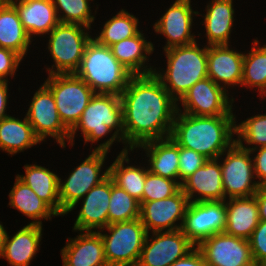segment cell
I'll list each match as a JSON object with an SVG mask.
<instances>
[{
	"mask_svg": "<svg viewBox=\"0 0 266 266\" xmlns=\"http://www.w3.org/2000/svg\"><path fill=\"white\" fill-rule=\"evenodd\" d=\"M120 97L129 151L147 141L170 137L179 103L153 73L133 75Z\"/></svg>",
	"mask_w": 266,
	"mask_h": 266,
	"instance_id": "1",
	"label": "cell"
},
{
	"mask_svg": "<svg viewBox=\"0 0 266 266\" xmlns=\"http://www.w3.org/2000/svg\"><path fill=\"white\" fill-rule=\"evenodd\" d=\"M235 114L194 116L176 112L170 137L180 147L218 159L234 143Z\"/></svg>",
	"mask_w": 266,
	"mask_h": 266,
	"instance_id": "2",
	"label": "cell"
},
{
	"mask_svg": "<svg viewBox=\"0 0 266 266\" xmlns=\"http://www.w3.org/2000/svg\"><path fill=\"white\" fill-rule=\"evenodd\" d=\"M78 129L81 130L85 143L92 142L91 144L116 129L107 141L100 143L93 150L108 152L114 141L124 143L121 97L116 94L95 93L80 120L70 131L71 146L74 145Z\"/></svg>",
	"mask_w": 266,
	"mask_h": 266,
	"instance_id": "3",
	"label": "cell"
},
{
	"mask_svg": "<svg viewBox=\"0 0 266 266\" xmlns=\"http://www.w3.org/2000/svg\"><path fill=\"white\" fill-rule=\"evenodd\" d=\"M75 75L95 93L121 95L133 74L113 55L111 48L92 38L86 45Z\"/></svg>",
	"mask_w": 266,
	"mask_h": 266,
	"instance_id": "4",
	"label": "cell"
},
{
	"mask_svg": "<svg viewBox=\"0 0 266 266\" xmlns=\"http://www.w3.org/2000/svg\"><path fill=\"white\" fill-rule=\"evenodd\" d=\"M167 65L164 73L154 68L153 74L169 94L179 101L198 81L207 78V45L200 48L194 42L164 50ZM159 72V73H158Z\"/></svg>",
	"mask_w": 266,
	"mask_h": 266,
	"instance_id": "5",
	"label": "cell"
},
{
	"mask_svg": "<svg viewBox=\"0 0 266 266\" xmlns=\"http://www.w3.org/2000/svg\"><path fill=\"white\" fill-rule=\"evenodd\" d=\"M107 229V233H101ZM108 266H137L147 231L140 218L116 222L98 231Z\"/></svg>",
	"mask_w": 266,
	"mask_h": 266,
	"instance_id": "6",
	"label": "cell"
},
{
	"mask_svg": "<svg viewBox=\"0 0 266 266\" xmlns=\"http://www.w3.org/2000/svg\"><path fill=\"white\" fill-rule=\"evenodd\" d=\"M86 30L90 28L79 24L59 23L49 32L47 48L55 63L51 69L46 68L48 75L75 74L85 47L92 39Z\"/></svg>",
	"mask_w": 266,
	"mask_h": 266,
	"instance_id": "7",
	"label": "cell"
},
{
	"mask_svg": "<svg viewBox=\"0 0 266 266\" xmlns=\"http://www.w3.org/2000/svg\"><path fill=\"white\" fill-rule=\"evenodd\" d=\"M44 84L54 96L62 123L71 131L95 92L75 74H51Z\"/></svg>",
	"mask_w": 266,
	"mask_h": 266,
	"instance_id": "8",
	"label": "cell"
},
{
	"mask_svg": "<svg viewBox=\"0 0 266 266\" xmlns=\"http://www.w3.org/2000/svg\"><path fill=\"white\" fill-rule=\"evenodd\" d=\"M107 153L109 152L93 150L80 165L70 172L64 182L59 178L61 215L71 212L91 188L99 185L108 177L109 167L100 176Z\"/></svg>",
	"mask_w": 266,
	"mask_h": 266,
	"instance_id": "9",
	"label": "cell"
},
{
	"mask_svg": "<svg viewBox=\"0 0 266 266\" xmlns=\"http://www.w3.org/2000/svg\"><path fill=\"white\" fill-rule=\"evenodd\" d=\"M251 154L236 143L221 154V156L226 155L220 163L225 200L228 197H251L258 191L260 186L254 180L256 177Z\"/></svg>",
	"mask_w": 266,
	"mask_h": 266,
	"instance_id": "10",
	"label": "cell"
},
{
	"mask_svg": "<svg viewBox=\"0 0 266 266\" xmlns=\"http://www.w3.org/2000/svg\"><path fill=\"white\" fill-rule=\"evenodd\" d=\"M26 118L41 142L45 141L47 136H50L62 148L66 147L65 142L70 140V131L62 123L54 96L44 83L34 93Z\"/></svg>",
	"mask_w": 266,
	"mask_h": 266,
	"instance_id": "11",
	"label": "cell"
},
{
	"mask_svg": "<svg viewBox=\"0 0 266 266\" xmlns=\"http://www.w3.org/2000/svg\"><path fill=\"white\" fill-rule=\"evenodd\" d=\"M226 217L225 200L189 202L181 230L197 247L203 240L225 231Z\"/></svg>",
	"mask_w": 266,
	"mask_h": 266,
	"instance_id": "12",
	"label": "cell"
},
{
	"mask_svg": "<svg viewBox=\"0 0 266 266\" xmlns=\"http://www.w3.org/2000/svg\"><path fill=\"white\" fill-rule=\"evenodd\" d=\"M228 90L217 85L209 77L195 83L179 100L183 107H177L178 112L194 116L233 115L232 104Z\"/></svg>",
	"mask_w": 266,
	"mask_h": 266,
	"instance_id": "13",
	"label": "cell"
},
{
	"mask_svg": "<svg viewBox=\"0 0 266 266\" xmlns=\"http://www.w3.org/2000/svg\"><path fill=\"white\" fill-rule=\"evenodd\" d=\"M152 235L146 236L137 266H171L196 247L181 229Z\"/></svg>",
	"mask_w": 266,
	"mask_h": 266,
	"instance_id": "14",
	"label": "cell"
},
{
	"mask_svg": "<svg viewBox=\"0 0 266 266\" xmlns=\"http://www.w3.org/2000/svg\"><path fill=\"white\" fill-rule=\"evenodd\" d=\"M197 248L203 254L206 266H256L249 240L225 232L203 240Z\"/></svg>",
	"mask_w": 266,
	"mask_h": 266,
	"instance_id": "15",
	"label": "cell"
},
{
	"mask_svg": "<svg viewBox=\"0 0 266 266\" xmlns=\"http://www.w3.org/2000/svg\"><path fill=\"white\" fill-rule=\"evenodd\" d=\"M188 204L187 196L180 189L169 198L141 202L140 220L147 233L150 230L152 232H164L165 229V231L179 230L182 227ZM177 221L181 223L177 225Z\"/></svg>",
	"mask_w": 266,
	"mask_h": 266,
	"instance_id": "16",
	"label": "cell"
},
{
	"mask_svg": "<svg viewBox=\"0 0 266 266\" xmlns=\"http://www.w3.org/2000/svg\"><path fill=\"white\" fill-rule=\"evenodd\" d=\"M193 14L199 15V12L192 9L191 0H176L154 24L155 33L167 39L164 50L197 42L191 31Z\"/></svg>",
	"mask_w": 266,
	"mask_h": 266,
	"instance_id": "17",
	"label": "cell"
},
{
	"mask_svg": "<svg viewBox=\"0 0 266 266\" xmlns=\"http://www.w3.org/2000/svg\"><path fill=\"white\" fill-rule=\"evenodd\" d=\"M219 160L221 159H208L203 166L182 183L181 189L189 202L225 200Z\"/></svg>",
	"mask_w": 266,
	"mask_h": 266,
	"instance_id": "18",
	"label": "cell"
},
{
	"mask_svg": "<svg viewBox=\"0 0 266 266\" xmlns=\"http://www.w3.org/2000/svg\"><path fill=\"white\" fill-rule=\"evenodd\" d=\"M229 46H207V76L225 90L227 86H241L243 70L244 53Z\"/></svg>",
	"mask_w": 266,
	"mask_h": 266,
	"instance_id": "19",
	"label": "cell"
},
{
	"mask_svg": "<svg viewBox=\"0 0 266 266\" xmlns=\"http://www.w3.org/2000/svg\"><path fill=\"white\" fill-rule=\"evenodd\" d=\"M111 196V177L94 186L83 197L81 209L74 223V231H93L108 226V208Z\"/></svg>",
	"mask_w": 266,
	"mask_h": 266,
	"instance_id": "20",
	"label": "cell"
},
{
	"mask_svg": "<svg viewBox=\"0 0 266 266\" xmlns=\"http://www.w3.org/2000/svg\"><path fill=\"white\" fill-rule=\"evenodd\" d=\"M66 243L61 250L62 266H108L98 230L80 231V235L69 238Z\"/></svg>",
	"mask_w": 266,
	"mask_h": 266,
	"instance_id": "21",
	"label": "cell"
},
{
	"mask_svg": "<svg viewBox=\"0 0 266 266\" xmlns=\"http://www.w3.org/2000/svg\"><path fill=\"white\" fill-rule=\"evenodd\" d=\"M42 235V226L34 224H27L11 238L7 234L0 257L11 266H29L38 252Z\"/></svg>",
	"mask_w": 266,
	"mask_h": 266,
	"instance_id": "22",
	"label": "cell"
},
{
	"mask_svg": "<svg viewBox=\"0 0 266 266\" xmlns=\"http://www.w3.org/2000/svg\"><path fill=\"white\" fill-rule=\"evenodd\" d=\"M228 200H225L227 217L224 232L249 240L260 221L255 196L229 198Z\"/></svg>",
	"mask_w": 266,
	"mask_h": 266,
	"instance_id": "23",
	"label": "cell"
},
{
	"mask_svg": "<svg viewBox=\"0 0 266 266\" xmlns=\"http://www.w3.org/2000/svg\"><path fill=\"white\" fill-rule=\"evenodd\" d=\"M136 148L145 150L151 173L179 183V146L171 137L150 140Z\"/></svg>",
	"mask_w": 266,
	"mask_h": 266,
	"instance_id": "24",
	"label": "cell"
},
{
	"mask_svg": "<svg viewBox=\"0 0 266 266\" xmlns=\"http://www.w3.org/2000/svg\"><path fill=\"white\" fill-rule=\"evenodd\" d=\"M13 6L31 39L33 35L49 34L60 23L52 0H28Z\"/></svg>",
	"mask_w": 266,
	"mask_h": 266,
	"instance_id": "25",
	"label": "cell"
},
{
	"mask_svg": "<svg viewBox=\"0 0 266 266\" xmlns=\"http://www.w3.org/2000/svg\"><path fill=\"white\" fill-rule=\"evenodd\" d=\"M116 59L127 68L133 75L152 74L155 69L145 66L148 61L147 55L154 51L153 43L145 40L141 31L135 36L114 43L110 46Z\"/></svg>",
	"mask_w": 266,
	"mask_h": 266,
	"instance_id": "26",
	"label": "cell"
},
{
	"mask_svg": "<svg viewBox=\"0 0 266 266\" xmlns=\"http://www.w3.org/2000/svg\"><path fill=\"white\" fill-rule=\"evenodd\" d=\"M233 0H211L206 7L204 26L207 46L228 45L234 22Z\"/></svg>",
	"mask_w": 266,
	"mask_h": 266,
	"instance_id": "27",
	"label": "cell"
},
{
	"mask_svg": "<svg viewBox=\"0 0 266 266\" xmlns=\"http://www.w3.org/2000/svg\"><path fill=\"white\" fill-rule=\"evenodd\" d=\"M25 175L17 174V178L29 186L57 215L61 216L59 200V176L39 165L24 166Z\"/></svg>",
	"mask_w": 266,
	"mask_h": 266,
	"instance_id": "28",
	"label": "cell"
},
{
	"mask_svg": "<svg viewBox=\"0 0 266 266\" xmlns=\"http://www.w3.org/2000/svg\"><path fill=\"white\" fill-rule=\"evenodd\" d=\"M26 116L23 120L6 116L0 120V149L14 155L40 143Z\"/></svg>",
	"mask_w": 266,
	"mask_h": 266,
	"instance_id": "29",
	"label": "cell"
},
{
	"mask_svg": "<svg viewBox=\"0 0 266 266\" xmlns=\"http://www.w3.org/2000/svg\"><path fill=\"white\" fill-rule=\"evenodd\" d=\"M129 148L125 146L115 161L109 166V176L114 183L124 189L130 196L136 198L140 203L143 202L144 184L148 167H140L129 164ZM135 166V167H134Z\"/></svg>",
	"mask_w": 266,
	"mask_h": 266,
	"instance_id": "30",
	"label": "cell"
},
{
	"mask_svg": "<svg viewBox=\"0 0 266 266\" xmlns=\"http://www.w3.org/2000/svg\"><path fill=\"white\" fill-rule=\"evenodd\" d=\"M9 193V206L17 209L32 221L29 224L41 225V219L51 220V216H58L37 194L17 177Z\"/></svg>",
	"mask_w": 266,
	"mask_h": 266,
	"instance_id": "31",
	"label": "cell"
},
{
	"mask_svg": "<svg viewBox=\"0 0 266 266\" xmlns=\"http://www.w3.org/2000/svg\"><path fill=\"white\" fill-rule=\"evenodd\" d=\"M31 40L15 7L10 4L0 5V47L13 50L23 58Z\"/></svg>",
	"mask_w": 266,
	"mask_h": 266,
	"instance_id": "32",
	"label": "cell"
},
{
	"mask_svg": "<svg viewBox=\"0 0 266 266\" xmlns=\"http://www.w3.org/2000/svg\"><path fill=\"white\" fill-rule=\"evenodd\" d=\"M252 43L249 53H244L241 86L259 88L262 98L266 95V45L259 46V41L255 39Z\"/></svg>",
	"mask_w": 266,
	"mask_h": 266,
	"instance_id": "33",
	"label": "cell"
},
{
	"mask_svg": "<svg viewBox=\"0 0 266 266\" xmlns=\"http://www.w3.org/2000/svg\"><path fill=\"white\" fill-rule=\"evenodd\" d=\"M139 21L133 14L121 9L115 16L105 22L99 36L93 37L99 44L110 47L114 43L135 36Z\"/></svg>",
	"mask_w": 266,
	"mask_h": 266,
	"instance_id": "34",
	"label": "cell"
},
{
	"mask_svg": "<svg viewBox=\"0 0 266 266\" xmlns=\"http://www.w3.org/2000/svg\"><path fill=\"white\" fill-rule=\"evenodd\" d=\"M140 202L116 185L111 178L108 225L140 218Z\"/></svg>",
	"mask_w": 266,
	"mask_h": 266,
	"instance_id": "35",
	"label": "cell"
},
{
	"mask_svg": "<svg viewBox=\"0 0 266 266\" xmlns=\"http://www.w3.org/2000/svg\"><path fill=\"white\" fill-rule=\"evenodd\" d=\"M235 134L238 135L235 143L247 151L266 147V114L252 116L240 124L235 123ZM244 142L254 147H245Z\"/></svg>",
	"mask_w": 266,
	"mask_h": 266,
	"instance_id": "36",
	"label": "cell"
},
{
	"mask_svg": "<svg viewBox=\"0 0 266 266\" xmlns=\"http://www.w3.org/2000/svg\"><path fill=\"white\" fill-rule=\"evenodd\" d=\"M89 1L93 0H52L60 23L79 24L91 29L95 17Z\"/></svg>",
	"mask_w": 266,
	"mask_h": 266,
	"instance_id": "37",
	"label": "cell"
},
{
	"mask_svg": "<svg viewBox=\"0 0 266 266\" xmlns=\"http://www.w3.org/2000/svg\"><path fill=\"white\" fill-rule=\"evenodd\" d=\"M180 189L181 185L176 180L164 178L148 171L144 184L143 202L169 198Z\"/></svg>",
	"mask_w": 266,
	"mask_h": 266,
	"instance_id": "38",
	"label": "cell"
},
{
	"mask_svg": "<svg viewBox=\"0 0 266 266\" xmlns=\"http://www.w3.org/2000/svg\"><path fill=\"white\" fill-rule=\"evenodd\" d=\"M208 161L204 155L179 146V184Z\"/></svg>",
	"mask_w": 266,
	"mask_h": 266,
	"instance_id": "39",
	"label": "cell"
},
{
	"mask_svg": "<svg viewBox=\"0 0 266 266\" xmlns=\"http://www.w3.org/2000/svg\"><path fill=\"white\" fill-rule=\"evenodd\" d=\"M249 244L256 266L266 263V221H259L249 238Z\"/></svg>",
	"mask_w": 266,
	"mask_h": 266,
	"instance_id": "40",
	"label": "cell"
},
{
	"mask_svg": "<svg viewBox=\"0 0 266 266\" xmlns=\"http://www.w3.org/2000/svg\"><path fill=\"white\" fill-rule=\"evenodd\" d=\"M22 57L15 51L0 47V79L14 77Z\"/></svg>",
	"mask_w": 266,
	"mask_h": 266,
	"instance_id": "41",
	"label": "cell"
},
{
	"mask_svg": "<svg viewBox=\"0 0 266 266\" xmlns=\"http://www.w3.org/2000/svg\"><path fill=\"white\" fill-rule=\"evenodd\" d=\"M257 151L253 157V165L255 177L259 179L258 184L260 187H266V147H260L250 151L252 154Z\"/></svg>",
	"mask_w": 266,
	"mask_h": 266,
	"instance_id": "42",
	"label": "cell"
},
{
	"mask_svg": "<svg viewBox=\"0 0 266 266\" xmlns=\"http://www.w3.org/2000/svg\"><path fill=\"white\" fill-rule=\"evenodd\" d=\"M171 266H206L203 254L195 247L185 257L178 259Z\"/></svg>",
	"mask_w": 266,
	"mask_h": 266,
	"instance_id": "43",
	"label": "cell"
},
{
	"mask_svg": "<svg viewBox=\"0 0 266 266\" xmlns=\"http://www.w3.org/2000/svg\"><path fill=\"white\" fill-rule=\"evenodd\" d=\"M8 78L7 80L0 79V120L8 116L6 114V106L8 101Z\"/></svg>",
	"mask_w": 266,
	"mask_h": 266,
	"instance_id": "44",
	"label": "cell"
},
{
	"mask_svg": "<svg viewBox=\"0 0 266 266\" xmlns=\"http://www.w3.org/2000/svg\"><path fill=\"white\" fill-rule=\"evenodd\" d=\"M254 196L257 200L259 219L266 221V187H259Z\"/></svg>",
	"mask_w": 266,
	"mask_h": 266,
	"instance_id": "45",
	"label": "cell"
},
{
	"mask_svg": "<svg viewBox=\"0 0 266 266\" xmlns=\"http://www.w3.org/2000/svg\"><path fill=\"white\" fill-rule=\"evenodd\" d=\"M7 232L3 226V224L0 223V252L3 248L4 241L6 240Z\"/></svg>",
	"mask_w": 266,
	"mask_h": 266,
	"instance_id": "46",
	"label": "cell"
},
{
	"mask_svg": "<svg viewBox=\"0 0 266 266\" xmlns=\"http://www.w3.org/2000/svg\"><path fill=\"white\" fill-rule=\"evenodd\" d=\"M24 1H28V0H6V4L14 5L19 2H24Z\"/></svg>",
	"mask_w": 266,
	"mask_h": 266,
	"instance_id": "47",
	"label": "cell"
},
{
	"mask_svg": "<svg viewBox=\"0 0 266 266\" xmlns=\"http://www.w3.org/2000/svg\"><path fill=\"white\" fill-rule=\"evenodd\" d=\"M6 4V0H0V5Z\"/></svg>",
	"mask_w": 266,
	"mask_h": 266,
	"instance_id": "48",
	"label": "cell"
},
{
	"mask_svg": "<svg viewBox=\"0 0 266 266\" xmlns=\"http://www.w3.org/2000/svg\"><path fill=\"white\" fill-rule=\"evenodd\" d=\"M258 266H266V263L260 264V265H258Z\"/></svg>",
	"mask_w": 266,
	"mask_h": 266,
	"instance_id": "49",
	"label": "cell"
}]
</instances>
